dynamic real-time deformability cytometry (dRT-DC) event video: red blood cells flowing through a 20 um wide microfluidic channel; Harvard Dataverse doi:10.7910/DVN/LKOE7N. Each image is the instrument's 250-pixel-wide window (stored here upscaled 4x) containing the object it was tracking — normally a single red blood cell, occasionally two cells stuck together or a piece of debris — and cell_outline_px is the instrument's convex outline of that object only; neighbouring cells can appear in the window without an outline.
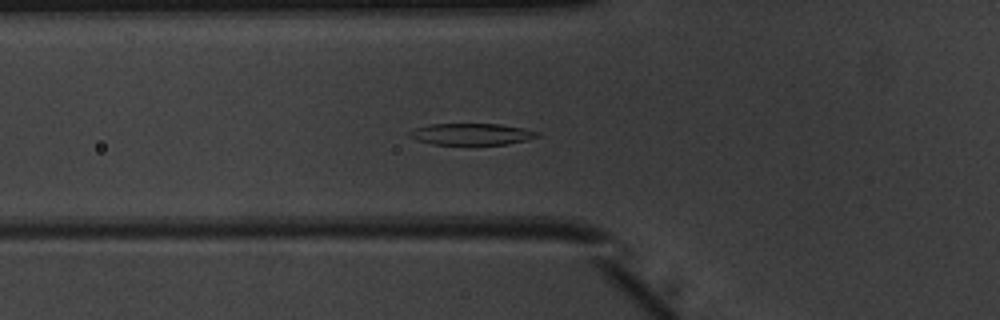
{"species": "common noctule bat (a hibernating species)", "species_latin": "Nyctalus noctula", "temperature_condition": "warm", "stored_images_in_passage": 52, "camera_frame_rate_fps": 3000, "um_per_image_px": 0.085, "animal": {"sex": "male", "body_mass_g": 20.1, "forearm_length_mm": 53.5}, "frame": {"image": 1, "passage_image": 19, "time_ms": 6.0, "image_size_px": [1000, 320], "cell_outline_px": [[540, 136], [528, 140], [508, 144], [432, 144], [408, 136], [408, 132], [416, 128], [432, 124], [500, 124], [524, 128], [540, 132]], "centroid_in_image_um": [40.15, 11.4], "position_along_channel_um": 85.7, "area_um2": 15.95}}
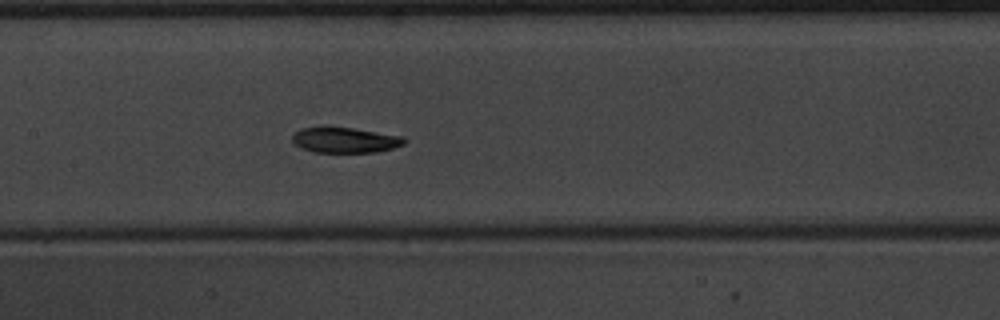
{"frame": {"image": 2, "passage_image": 26, "time_ms": 8.333, "image_size_px": [1000, 320], "cell_outline_px": [[408, 140], [404, 144], [392, 148], [376, 152], [312, 152], [300, 148], [292, 140], [292, 132], [300, 128], [324, 124], [352, 128], [404, 136]], "centroid_in_image_um": [29.26, 11.86], "position_along_channel_um": 178.1, "area_um2": 17.28}}
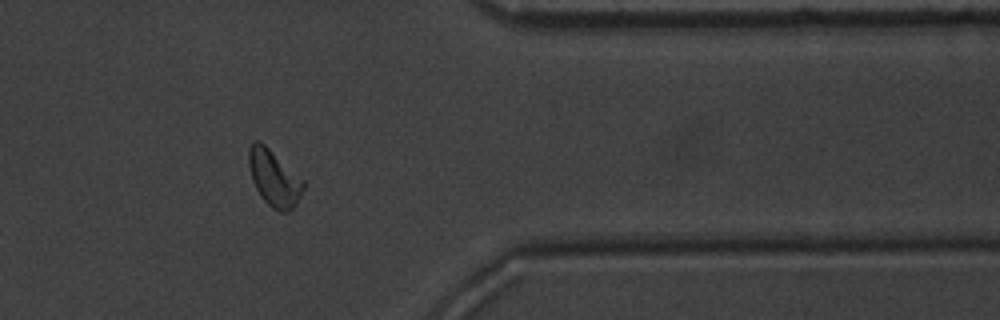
{"frame": {"image": 3, "passage_image": 43, "time_ms": 14.0, "image_size_px": [1000, 320], "cell_outline_px": [[304, 188], [296, 204], [288, 212], [280, 212], [272, 208], [260, 196], [252, 180], [248, 164], [248, 148], [252, 140], [260, 140], [304, 180]], "centroid_in_image_um": [23.27, 15.12], "position_along_channel_um": 388.1, "area_um2": 17.98}, "authors_computed_cell_mechanics": {"area_um2": 17.3978, "velocity_mm_per_s": 3.9314, "shape_relaxation_time_tau1_ms": 1.9104, "shape_relaxation_time_tau2_ms": 3.9606, "deformation_change_tau1": 0.1375, "deformation_change_tau2": 0.1025}}